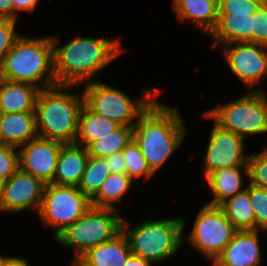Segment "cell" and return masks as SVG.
Here are the masks:
<instances>
[{
	"label": "cell",
	"instance_id": "6da1fadb",
	"mask_svg": "<svg viewBox=\"0 0 267 266\" xmlns=\"http://www.w3.org/2000/svg\"><path fill=\"white\" fill-rule=\"evenodd\" d=\"M53 40L54 74L59 85L78 86L103 69L122 51L118 40L81 38L56 48Z\"/></svg>",
	"mask_w": 267,
	"mask_h": 266
},
{
	"label": "cell",
	"instance_id": "7a4b0ae2",
	"mask_svg": "<svg viewBox=\"0 0 267 266\" xmlns=\"http://www.w3.org/2000/svg\"><path fill=\"white\" fill-rule=\"evenodd\" d=\"M185 128L177 109L154 101L133 127V139L153 173L180 145Z\"/></svg>",
	"mask_w": 267,
	"mask_h": 266
},
{
	"label": "cell",
	"instance_id": "3957f363",
	"mask_svg": "<svg viewBox=\"0 0 267 266\" xmlns=\"http://www.w3.org/2000/svg\"><path fill=\"white\" fill-rule=\"evenodd\" d=\"M74 85H55L41 88L36 100V130L42 138L73 144L77 140L79 114L84 105V95L79 98L59 91ZM41 128V129H40ZM40 129V131H39Z\"/></svg>",
	"mask_w": 267,
	"mask_h": 266
},
{
	"label": "cell",
	"instance_id": "277c9868",
	"mask_svg": "<svg viewBox=\"0 0 267 266\" xmlns=\"http://www.w3.org/2000/svg\"><path fill=\"white\" fill-rule=\"evenodd\" d=\"M53 48L51 36L36 39L19 37L0 66V78L38 86L36 83L44 79V74L50 71L44 79L45 88L58 85L53 69Z\"/></svg>",
	"mask_w": 267,
	"mask_h": 266
},
{
	"label": "cell",
	"instance_id": "5b68a950",
	"mask_svg": "<svg viewBox=\"0 0 267 266\" xmlns=\"http://www.w3.org/2000/svg\"><path fill=\"white\" fill-rule=\"evenodd\" d=\"M183 218L146 221L126 233V222L122 231L126 235L132 255L149 262L167 259L178 251L185 225Z\"/></svg>",
	"mask_w": 267,
	"mask_h": 266
},
{
	"label": "cell",
	"instance_id": "8992f818",
	"mask_svg": "<svg viewBox=\"0 0 267 266\" xmlns=\"http://www.w3.org/2000/svg\"><path fill=\"white\" fill-rule=\"evenodd\" d=\"M113 211L116 209L92 206L56 238L59 243L76 247L74 263L89 249L112 240L122 231L123 219Z\"/></svg>",
	"mask_w": 267,
	"mask_h": 266
},
{
	"label": "cell",
	"instance_id": "52a82bcc",
	"mask_svg": "<svg viewBox=\"0 0 267 266\" xmlns=\"http://www.w3.org/2000/svg\"><path fill=\"white\" fill-rule=\"evenodd\" d=\"M159 91H146L143 99L133 102L126 93L101 82H88L83 92L84 104L98 115L119 126L134 127L132 120L140 116L154 102Z\"/></svg>",
	"mask_w": 267,
	"mask_h": 266
},
{
	"label": "cell",
	"instance_id": "ba28073f",
	"mask_svg": "<svg viewBox=\"0 0 267 266\" xmlns=\"http://www.w3.org/2000/svg\"><path fill=\"white\" fill-rule=\"evenodd\" d=\"M220 127L245 138L246 135L267 132V96L254 91L234 102L219 105L205 112Z\"/></svg>",
	"mask_w": 267,
	"mask_h": 266
},
{
	"label": "cell",
	"instance_id": "9c48e42d",
	"mask_svg": "<svg viewBox=\"0 0 267 266\" xmlns=\"http://www.w3.org/2000/svg\"><path fill=\"white\" fill-rule=\"evenodd\" d=\"M91 200L78 186L46 184L38 214L49 226L57 227L55 238L90 208Z\"/></svg>",
	"mask_w": 267,
	"mask_h": 266
},
{
	"label": "cell",
	"instance_id": "30bf717a",
	"mask_svg": "<svg viewBox=\"0 0 267 266\" xmlns=\"http://www.w3.org/2000/svg\"><path fill=\"white\" fill-rule=\"evenodd\" d=\"M259 7L250 0H218V23L211 33L215 39L212 45L254 42V14Z\"/></svg>",
	"mask_w": 267,
	"mask_h": 266
},
{
	"label": "cell",
	"instance_id": "8fae6325",
	"mask_svg": "<svg viewBox=\"0 0 267 266\" xmlns=\"http://www.w3.org/2000/svg\"><path fill=\"white\" fill-rule=\"evenodd\" d=\"M236 231L219 206L207 204L197 214L189 241L214 262Z\"/></svg>",
	"mask_w": 267,
	"mask_h": 266
},
{
	"label": "cell",
	"instance_id": "7c38bea8",
	"mask_svg": "<svg viewBox=\"0 0 267 266\" xmlns=\"http://www.w3.org/2000/svg\"><path fill=\"white\" fill-rule=\"evenodd\" d=\"M243 140V137L215 123L205 156V178L215 170L242 165L244 174L249 177V157L244 156Z\"/></svg>",
	"mask_w": 267,
	"mask_h": 266
},
{
	"label": "cell",
	"instance_id": "4fadbf2b",
	"mask_svg": "<svg viewBox=\"0 0 267 266\" xmlns=\"http://www.w3.org/2000/svg\"><path fill=\"white\" fill-rule=\"evenodd\" d=\"M235 47L224 50L228 66L244 84L252 87L267 74V46L254 42L224 44ZM266 49V50H265Z\"/></svg>",
	"mask_w": 267,
	"mask_h": 266
},
{
	"label": "cell",
	"instance_id": "5bb4252c",
	"mask_svg": "<svg viewBox=\"0 0 267 266\" xmlns=\"http://www.w3.org/2000/svg\"><path fill=\"white\" fill-rule=\"evenodd\" d=\"M63 143L37 136L19 151V168L45 184L53 182Z\"/></svg>",
	"mask_w": 267,
	"mask_h": 266
},
{
	"label": "cell",
	"instance_id": "9a60e30c",
	"mask_svg": "<svg viewBox=\"0 0 267 266\" xmlns=\"http://www.w3.org/2000/svg\"><path fill=\"white\" fill-rule=\"evenodd\" d=\"M46 184L20 168L5 180L1 210L18 212L32 207L40 209Z\"/></svg>",
	"mask_w": 267,
	"mask_h": 266
},
{
	"label": "cell",
	"instance_id": "2e32d148",
	"mask_svg": "<svg viewBox=\"0 0 267 266\" xmlns=\"http://www.w3.org/2000/svg\"><path fill=\"white\" fill-rule=\"evenodd\" d=\"M260 261L258 230H237L214 266H257Z\"/></svg>",
	"mask_w": 267,
	"mask_h": 266
},
{
	"label": "cell",
	"instance_id": "e0dca14e",
	"mask_svg": "<svg viewBox=\"0 0 267 266\" xmlns=\"http://www.w3.org/2000/svg\"><path fill=\"white\" fill-rule=\"evenodd\" d=\"M131 255L129 241L121 231L112 240L89 249L74 266H124Z\"/></svg>",
	"mask_w": 267,
	"mask_h": 266
},
{
	"label": "cell",
	"instance_id": "ac0fdd59",
	"mask_svg": "<svg viewBox=\"0 0 267 266\" xmlns=\"http://www.w3.org/2000/svg\"><path fill=\"white\" fill-rule=\"evenodd\" d=\"M89 159L87 148L78 144H63L58 157L53 184L78 186Z\"/></svg>",
	"mask_w": 267,
	"mask_h": 266
},
{
	"label": "cell",
	"instance_id": "d6986e66",
	"mask_svg": "<svg viewBox=\"0 0 267 266\" xmlns=\"http://www.w3.org/2000/svg\"><path fill=\"white\" fill-rule=\"evenodd\" d=\"M40 87L0 78V113L35 112Z\"/></svg>",
	"mask_w": 267,
	"mask_h": 266
},
{
	"label": "cell",
	"instance_id": "ffe728a7",
	"mask_svg": "<svg viewBox=\"0 0 267 266\" xmlns=\"http://www.w3.org/2000/svg\"><path fill=\"white\" fill-rule=\"evenodd\" d=\"M36 113H0V144L19 148L36 138Z\"/></svg>",
	"mask_w": 267,
	"mask_h": 266
},
{
	"label": "cell",
	"instance_id": "44dd1931",
	"mask_svg": "<svg viewBox=\"0 0 267 266\" xmlns=\"http://www.w3.org/2000/svg\"><path fill=\"white\" fill-rule=\"evenodd\" d=\"M173 8L180 19H189L209 35L218 23V0H173Z\"/></svg>",
	"mask_w": 267,
	"mask_h": 266
},
{
	"label": "cell",
	"instance_id": "7402d4cb",
	"mask_svg": "<svg viewBox=\"0 0 267 266\" xmlns=\"http://www.w3.org/2000/svg\"><path fill=\"white\" fill-rule=\"evenodd\" d=\"M240 167H228L211 172L206 180L214 193V199L209 203L212 206H220L227 199L232 198L241 190L243 182Z\"/></svg>",
	"mask_w": 267,
	"mask_h": 266
},
{
	"label": "cell",
	"instance_id": "603a6c76",
	"mask_svg": "<svg viewBox=\"0 0 267 266\" xmlns=\"http://www.w3.org/2000/svg\"><path fill=\"white\" fill-rule=\"evenodd\" d=\"M119 125L90 110L85 104L79 114L78 134L79 144L87 148L95 140L112 134Z\"/></svg>",
	"mask_w": 267,
	"mask_h": 266
},
{
	"label": "cell",
	"instance_id": "cb8c5ba5",
	"mask_svg": "<svg viewBox=\"0 0 267 266\" xmlns=\"http://www.w3.org/2000/svg\"><path fill=\"white\" fill-rule=\"evenodd\" d=\"M219 207L237 230H255V214L250 200V183L246 190L227 199Z\"/></svg>",
	"mask_w": 267,
	"mask_h": 266
},
{
	"label": "cell",
	"instance_id": "d4e9b609",
	"mask_svg": "<svg viewBox=\"0 0 267 266\" xmlns=\"http://www.w3.org/2000/svg\"><path fill=\"white\" fill-rule=\"evenodd\" d=\"M132 179L127 174L111 173L101 185L98 193L91 199V205L99 208L115 209L112 202L121 199L130 188Z\"/></svg>",
	"mask_w": 267,
	"mask_h": 266
},
{
	"label": "cell",
	"instance_id": "484cf974",
	"mask_svg": "<svg viewBox=\"0 0 267 266\" xmlns=\"http://www.w3.org/2000/svg\"><path fill=\"white\" fill-rule=\"evenodd\" d=\"M133 139V128L119 126L112 134L95 140L88 147L89 156L106 158L117 152H122Z\"/></svg>",
	"mask_w": 267,
	"mask_h": 266
},
{
	"label": "cell",
	"instance_id": "4316f807",
	"mask_svg": "<svg viewBox=\"0 0 267 266\" xmlns=\"http://www.w3.org/2000/svg\"><path fill=\"white\" fill-rule=\"evenodd\" d=\"M110 174L104 158L89 156L78 189L91 200Z\"/></svg>",
	"mask_w": 267,
	"mask_h": 266
},
{
	"label": "cell",
	"instance_id": "83f0119b",
	"mask_svg": "<svg viewBox=\"0 0 267 266\" xmlns=\"http://www.w3.org/2000/svg\"><path fill=\"white\" fill-rule=\"evenodd\" d=\"M122 155L127 165V175L132 180L142 175L149 179L154 174L134 139L125 146Z\"/></svg>",
	"mask_w": 267,
	"mask_h": 266
},
{
	"label": "cell",
	"instance_id": "f1b7e54d",
	"mask_svg": "<svg viewBox=\"0 0 267 266\" xmlns=\"http://www.w3.org/2000/svg\"><path fill=\"white\" fill-rule=\"evenodd\" d=\"M250 200L255 214V230H267V189L250 183Z\"/></svg>",
	"mask_w": 267,
	"mask_h": 266
},
{
	"label": "cell",
	"instance_id": "f546056e",
	"mask_svg": "<svg viewBox=\"0 0 267 266\" xmlns=\"http://www.w3.org/2000/svg\"><path fill=\"white\" fill-rule=\"evenodd\" d=\"M248 157L250 183L267 189V148Z\"/></svg>",
	"mask_w": 267,
	"mask_h": 266
},
{
	"label": "cell",
	"instance_id": "4dcf8cb0",
	"mask_svg": "<svg viewBox=\"0 0 267 266\" xmlns=\"http://www.w3.org/2000/svg\"><path fill=\"white\" fill-rule=\"evenodd\" d=\"M15 22L16 20L14 19L0 18V66L3 64L5 57L20 37L14 31Z\"/></svg>",
	"mask_w": 267,
	"mask_h": 266
},
{
	"label": "cell",
	"instance_id": "1f68e13d",
	"mask_svg": "<svg viewBox=\"0 0 267 266\" xmlns=\"http://www.w3.org/2000/svg\"><path fill=\"white\" fill-rule=\"evenodd\" d=\"M16 147L0 144V177L8 180L19 169Z\"/></svg>",
	"mask_w": 267,
	"mask_h": 266
},
{
	"label": "cell",
	"instance_id": "d6a6232c",
	"mask_svg": "<svg viewBox=\"0 0 267 266\" xmlns=\"http://www.w3.org/2000/svg\"><path fill=\"white\" fill-rule=\"evenodd\" d=\"M254 43L267 46V4L260 5L254 14Z\"/></svg>",
	"mask_w": 267,
	"mask_h": 266
},
{
	"label": "cell",
	"instance_id": "836d02e7",
	"mask_svg": "<svg viewBox=\"0 0 267 266\" xmlns=\"http://www.w3.org/2000/svg\"><path fill=\"white\" fill-rule=\"evenodd\" d=\"M111 173L127 174V165L122 152H117L104 158Z\"/></svg>",
	"mask_w": 267,
	"mask_h": 266
},
{
	"label": "cell",
	"instance_id": "e575fe53",
	"mask_svg": "<svg viewBox=\"0 0 267 266\" xmlns=\"http://www.w3.org/2000/svg\"><path fill=\"white\" fill-rule=\"evenodd\" d=\"M39 0H11L14 9V20H16L17 10L32 12Z\"/></svg>",
	"mask_w": 267,
	"mask_h": 266
},
{
	"label": "cell",
	"instance_id": "d590c367",
	"mask_svg": "<svg viewBox=\"0 0 267 266\" xmlns=\"http://www.w3.org/2000/svg\"><path fill=\"white\" fill-rule=\"evenodd\" d=\"M0 18L14 19V9L11 0H0Z\"/></svg>",
	"mask_w": 267,
	"mask_h": 266
},
{
	"label": "cell",
	"instance_id": "8d00e7d4",
	"mask_svg": "<svg viewBox=\"0 0 267 266\" xmlns=\"http://www.w3.org/2000/svg\"><path fill=\"white\" fill-rule=\"evenodd\" d=\"M124 266H150V262L134 255H131Z\"/></svg>",
	"mask_w": 267,
	"mask_h": 266
},
{
	"label": "cell",
	"instance_id": "74e56055",
	"mask_svg": "<svg viewBox=\"0 0 267 266\" xmlns=\"http://www.w3.org/2000/svg\"><path fill=\"white\" fill-rule=\"evenodd\" d=\"M4 266H28L26 260L23 258H15L9 257L6 261Z\"/></svg>",
	"mask_w": 267,
	"mask_h": 266
},
{
	"label": "cell",
	"instance_id": "f35d334b",
	"mask_svg": "<svg viewBox=\"0 0 267 266\" xmlns=\"http://www.w3.org/2000/svg\"><path fill=\"white\" fill-rule=\"evenodd\" d=\"M4 184H5V180L0 177V210H1V200L3 196Z\"/></svg>",
	"mask_w": 267,
	"mask_h": 266
},
{
	"label": "cell",
	"instance_id": "ab89813d",
	"mask_svg": "<svg viewBox=\"0 0 267 266\" xmlns=\"http://www.w3.org/2000/svg\"><path fill=\"white\" fill-rule=\"evenodd\" d=\"M250 1L256 2V3L260 4V5L267 4V0H250Z\"/></svg>",
	"mask_w": 267,
	"mask_h": 266
},
{
	"label": "cell",
	"instance_id": "60d3db41",
	"mask_svg": "<svg viewBox=\"0 0 267 266\" xmlns=\"http://www.w3.org/2000/svg\"><path fill=\"white\" fill-rule=\"evenodd\" d=\"M9 257H1L0 256V266H4L5 261L8 259Z\"/></svg>",
	"mask_w": 267,
	"mask_h": 266
}]
</instances>
